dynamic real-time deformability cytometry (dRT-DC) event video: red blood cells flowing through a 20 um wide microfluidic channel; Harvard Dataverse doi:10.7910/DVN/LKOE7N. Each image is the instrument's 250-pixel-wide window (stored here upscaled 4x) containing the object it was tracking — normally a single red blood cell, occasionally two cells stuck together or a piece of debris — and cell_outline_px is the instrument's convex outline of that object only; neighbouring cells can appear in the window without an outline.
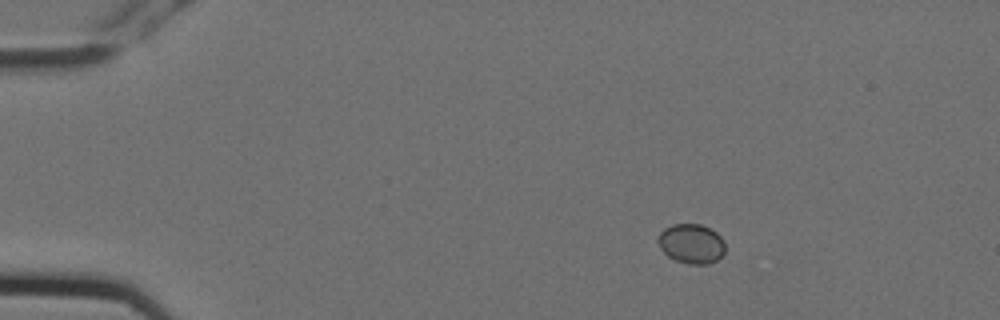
{"species": "Egyptian fruit bat (a non-hibernating species)", "species_latin": "Rousettus aegyptiacus", "temperature_condition": "cold", "stored_images_in_passage": 6, "camera_frame_rate_fps": 3000, "um_per_image_px": 0.085, "animal": {"sex": "female"}, "frame": {"image": 1, "passage_image": 3, "time_ms": 0.667, "image_size_px": [1000, 320], "cell_outline_px": [[724, 252], [716, 260], [708, 264], [688, 264], [676, 260], [668, 256], [660, 248], [656, 240], [660, 232], [664, 228], [672, 224], [700, 224], [716, 232], [724, 240]], "centroid_in_image_um": [58.74, 20.71], "position_along_channel_um": 26.3, "area_um2": 15.49}}
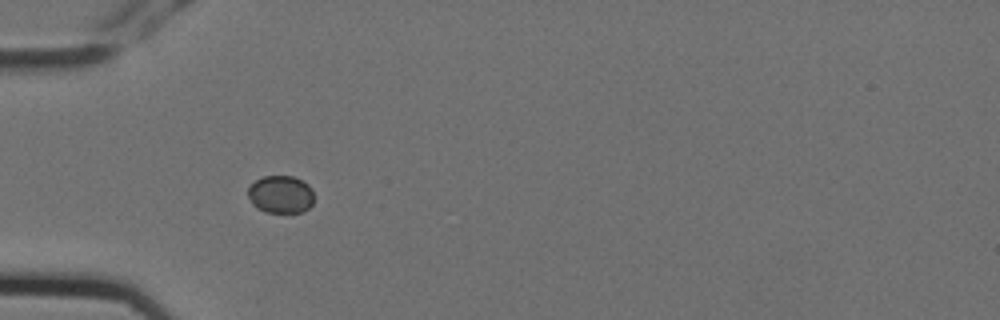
{"frame": {"image": 2, "passage_image": 5, "time_ms": 1.333, "image_size_px": [1000, 320], "cell_outline_px": [[312, 204], [304, 212], [264, 212], [256, 208], [252, 204], [248, 196], [248, 188], [256, 180], [264, 176], [292, 176], [308, 184], [312, 188]], "centroid_in_image_um": [23.84, 16.53], "position_along_channel_um": 61.2, "area_um2": 14.45}}
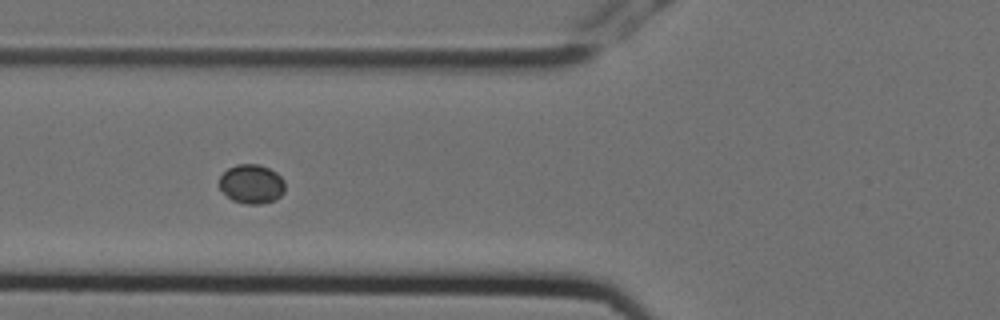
{"frame": {"image": 3, "passage_image": 6, "time_ms": 1.667, "image_size_px": [1000, 320], "cell_outline_px": [[284, 192], [276, 200], [260, 204], [244, 204], [232, 200], [220, 188], [220, 176], [228, 168], [236, 164], [260, 164], [276, 172], [284, 180]], "centroid_in_image_um": [21.4, 15.64], "position_along_channel_um": 104.4, "area_um2": 15.03}}